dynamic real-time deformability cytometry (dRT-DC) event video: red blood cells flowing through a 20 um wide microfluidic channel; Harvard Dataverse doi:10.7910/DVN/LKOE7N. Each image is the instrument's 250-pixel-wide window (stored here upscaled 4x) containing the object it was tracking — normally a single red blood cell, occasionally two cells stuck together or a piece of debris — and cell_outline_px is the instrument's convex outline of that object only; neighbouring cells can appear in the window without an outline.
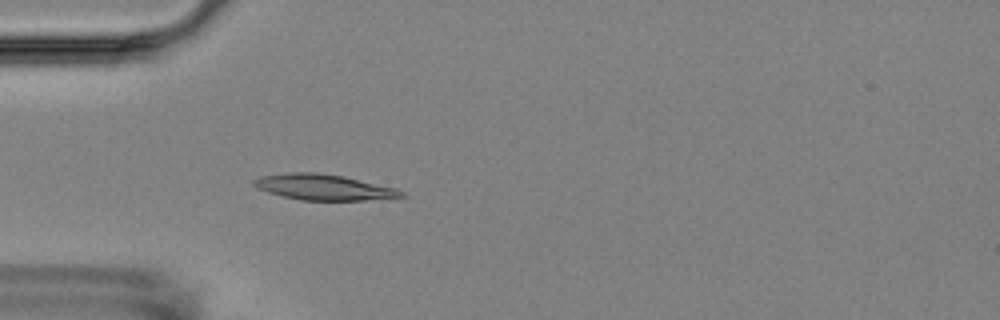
{"species": "Egyptian fruit bat (a non-hibernating species)", "species_latin": "Rousettus aegyptiacus", "temperature_condition": "room temperature", "stored_images_in_passage": 4, "camera_frame_rate_fps": 3000, "um_per_image_px": 0.085, "animal": {"sex": "female"}, "frame": {"image": 1, "passage_image": 4, "time_ms": 5.333, "image_size_px": [1000, 320], "cell_outline_px": [[404, 196], [364, 200], [300, 200], [268, 192], [256, 188], [252, 184], [252, 180], [260, 176], [288, 172], [316, 172], [340, 176], [396, 188], [404, 192]], "centroid_in_image_um": [27.43, 15.9], "position_along_channel_um": 57.6, "area_um2": 21.79}}